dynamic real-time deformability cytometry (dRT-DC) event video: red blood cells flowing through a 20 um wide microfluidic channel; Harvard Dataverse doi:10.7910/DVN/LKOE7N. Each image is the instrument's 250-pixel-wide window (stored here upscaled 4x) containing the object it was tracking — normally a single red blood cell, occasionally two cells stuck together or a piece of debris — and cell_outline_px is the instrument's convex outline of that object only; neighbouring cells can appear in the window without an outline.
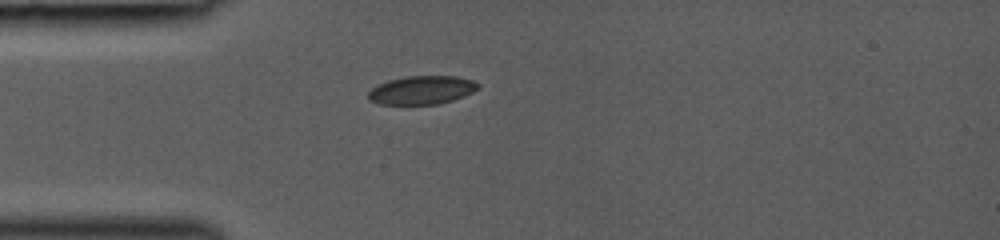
{"species": "common noctule bat (a hibernating species)", "species_latin": "Nyctalus noctula", "temperature_condition": "room temperature", "stored_images_in_passage": 31, "camera_frame_rate_fps": 3000, "um_per_image_px": 0.085, "animal": {"sex": "female", "body_mass_g": 19.0, "forearm_length_mm": 53.3}, "frame": {"image": 1, "passage_image": 1, "time_ms": 0.0, "image_size_px": [1000, 240], "cell_outline_px": [[480, 88], [464, 96], [440, 104], [380, 104], [368, 100], [368, 92], [372, 88], [388, 80], [408, 76], [456, 76], [472, 80], [480, 84]], "centroid_in_image_um": [35.87, 7.66], "position_along_channel_um": 49.1, "area_um2": 18.21}}
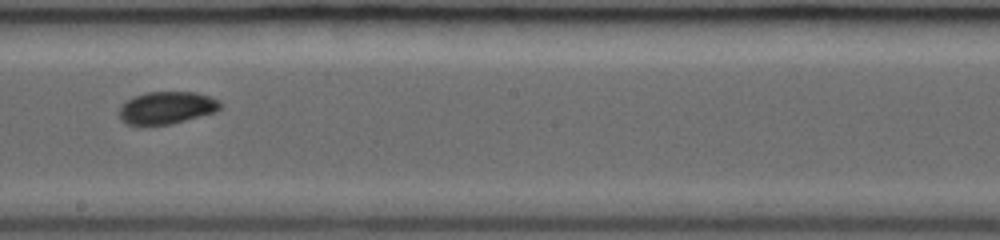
{"frame": {"image": 2, "passage_image": 14, "time_ms": 4.333, "image_size_px": [1000, 240], "cell_outline_px": [[224, 104], [216, 112], [168, 124], [144, 128], [128, 124], [120, 120], [120, 104], [136, 96], [148, 92], [196, 92], [220, 100]], "centroid_in_image_um": [14.15, 9.19], "position_along_channel_um": 234.0, "area_um2": 19.42}}
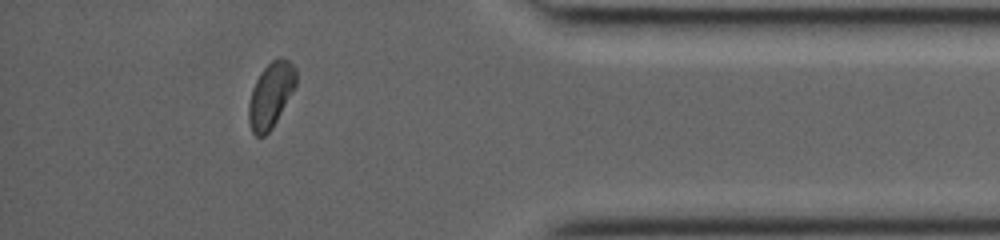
{"frame": {"image": 3, "passage_image": 27, "time_ms": 8.667, "image_size_px": [1000, 240], "cell_outline_px": [[296, 84], [292, 92], [272, 128], [264, 136], [256, 136], [252, 132], [248, 120], [248, 104], [252, 88], [260, 72], [272, 60], [280, 56], [288, 60], [296, 68]], "centroid_in_image_um": [23.0, 8.06], "position_along_channel_um": 412.2, "area_um2": 17.92}}